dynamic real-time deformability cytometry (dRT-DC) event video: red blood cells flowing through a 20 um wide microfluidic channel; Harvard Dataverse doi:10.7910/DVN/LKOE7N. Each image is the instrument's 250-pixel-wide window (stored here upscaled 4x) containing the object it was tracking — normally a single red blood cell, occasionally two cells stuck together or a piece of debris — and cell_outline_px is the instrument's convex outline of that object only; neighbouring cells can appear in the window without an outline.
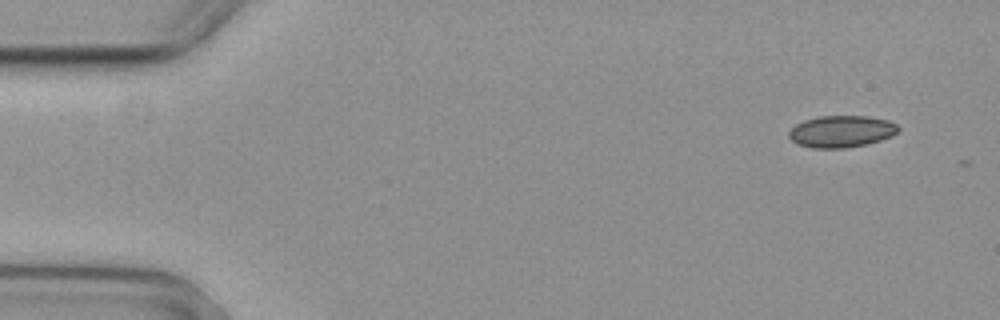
{"species": "common noctule bat (a hibernating species)", "species_latin": "Nyctalus noctula", "temperature_condition": "cold", "stored_images_in_passage": 5, "camera_frame_rate_fps": 3000, "um_per_image_px": 0.085, "animal": {"sex": "female", "body_mass_g": 29.2, "forearm_length_mm": 56.3}, "frame": {"image": 1, "passage_image": 1, "time_ms": 0.0, "image_size_px": [1000, 320], "cell_outline_px": [[900, 128], [892, 136], [868, 144], [844, 148], [812, 148], [800, 144], [792, 140], [788, 136], [788, 132], [796, 124], [804, 120], [820, 116], [868, 116], [888, 120], [896, 124]], "centroid_in_image_um": [71.53, 11.17], "position_along_channel_um": 13.5, "area_um2": 20.23}}
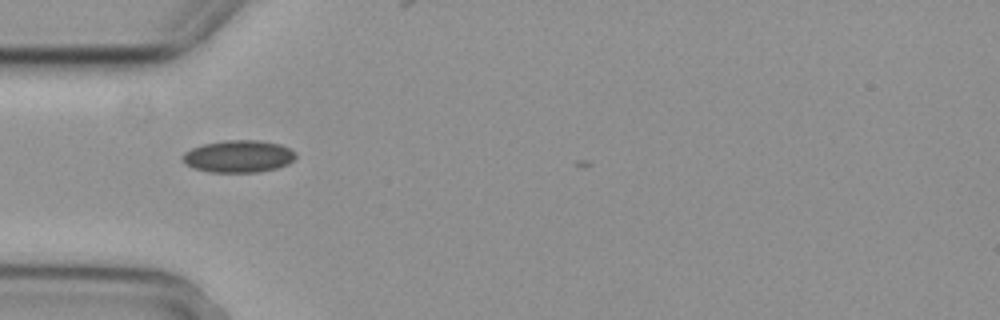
{"frame": {"image": 2, "passage_image": 4, "time_ms": 1.0, "image_size_px": [1000, 320], "cell_outline_px": [[296, 156], [288, 164], [276, 168], [256, 172], [208, 172], [192, 168], [184, 164], [184, 152], [192, 148], [204, 144], [228, 140], [260, 140], [280, 144], [296, 152]], "centroid_in_image_um": [20.27, 13.29], "position_along_channel_um": 64.7, "area_um2": 21.15}}